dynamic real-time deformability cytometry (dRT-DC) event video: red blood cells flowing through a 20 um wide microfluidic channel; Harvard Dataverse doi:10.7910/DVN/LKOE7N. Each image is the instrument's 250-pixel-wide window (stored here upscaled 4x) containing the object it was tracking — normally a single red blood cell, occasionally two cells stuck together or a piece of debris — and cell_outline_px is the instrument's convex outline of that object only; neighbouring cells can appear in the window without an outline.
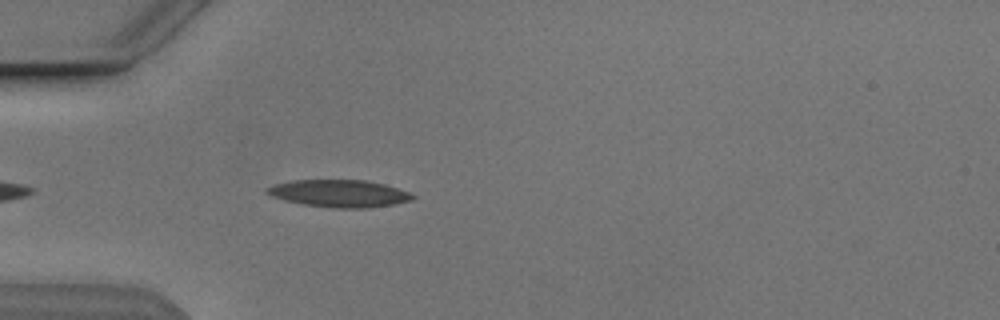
{"species": "Egyptian fruit bat (a non-hibernating species)", "species_latin": "Rousettus aegyptiacus", "temperature_condition": "cold", "stored_images_in_passage": 41, "camera_frame_rate_fps": 3000, "um_per_image_px": 0.085, "animal": {"sex": "male"}, "frame": {"image": 1, "passage_image": 4, "time_ms": 1.0, "image_size_px": [1000, 320], "cell_outline_px": [[416, 196], [412, 200], [396, 204], [368, 208], [332, 208], [304, 204], [284, 200], [272, 196], [264, 192], [264, 188], [272, 184], [292, 180], [364, 180], [384, 184], [408, 192]], "centroid_in_image_um": [28.8, 16.44], "position_along_channel_um": 56.2, "area_um2": 23.29}}
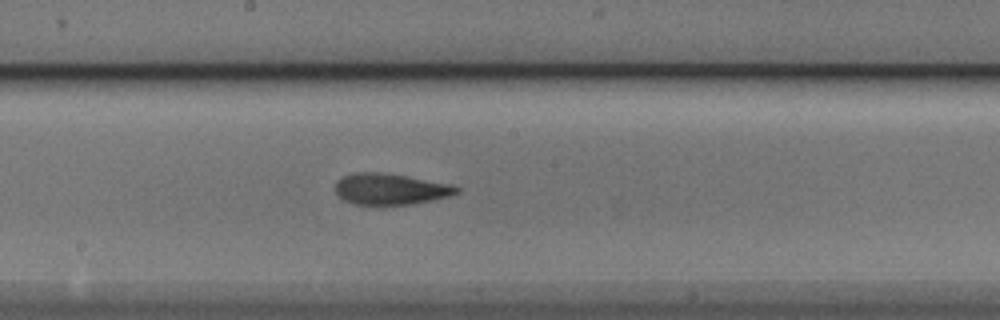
{"frame": {"image": 2, "passage_image": 17, "time_ms": 5.333, "image_size_px": [1000, 320], "cell_outline_px": [[460, 192], [448, 196], [432, 200], [412, 204], [352, 204], [344, 200], [336, 192], [336, 180], [352, 172], [376, 172], [404, 176], [452, 184], [460, 188]], "centroid_in_image_um": [33.18, 16.07], "position_along_channel_um": 215.0, "area_um2": 21.79}}
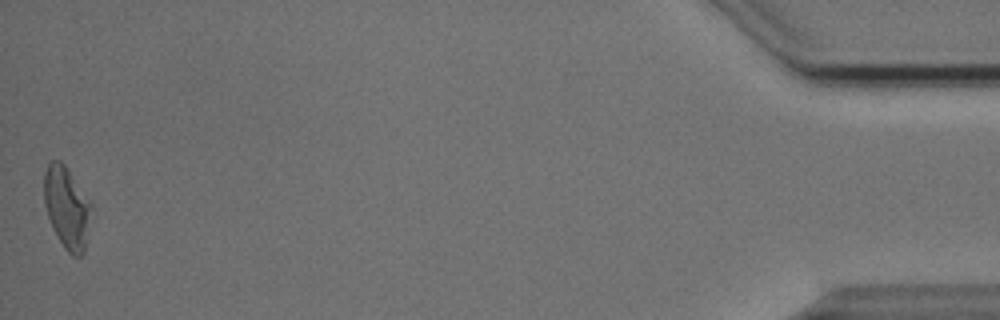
{"frame": {"image": 3, "passage_image": 41, "time_ms": 13.333, "image_size_px": [1000, 320], "cell_outline_px": [[92, 204], [84, 252], [80, 256], [72, 256], [64, 248], [56, 236], [52, 228], [44, 204], [44, 172], [48, 164], [52, 160], [60, 160], [64, 164]], "centroid_in_image_um": [5.66, 17.65], "position_along_channel_um": 429.5, "area_um2": 22.37}, "authors_computed_cell_mechanics": {"area_um2": 21.964, "velocity_mm_per_s": 3.8415, "shape_relaxation_time_tau1_ms": 5.3308, "shape_relaxation_time_tau2_ms": 2.0823, "deformation_change_tau1": 0.1711, "deformation_change_tau2": 0.0975}}